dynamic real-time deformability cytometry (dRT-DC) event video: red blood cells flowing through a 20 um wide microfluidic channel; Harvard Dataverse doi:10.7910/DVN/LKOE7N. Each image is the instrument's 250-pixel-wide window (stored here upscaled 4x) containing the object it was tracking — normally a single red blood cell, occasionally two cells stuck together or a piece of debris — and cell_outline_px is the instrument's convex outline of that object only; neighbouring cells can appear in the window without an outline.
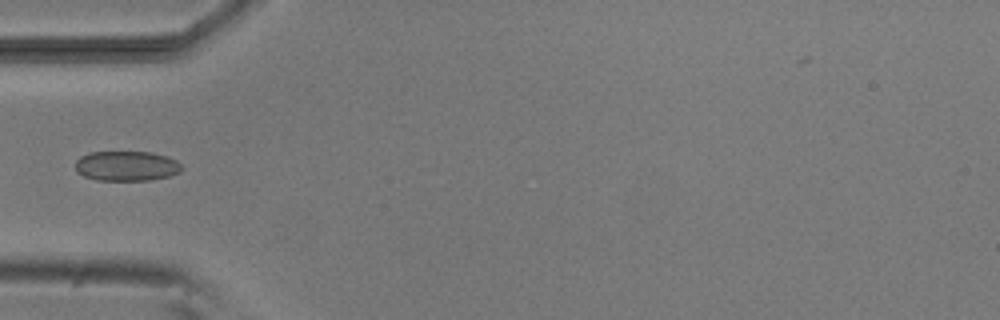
{"species": "common noctule bat (a hibernating species)", "species_latin": "Nyctalus noctula", "temperature_condition": "room temperature", "stored_images_in_passage": 6, "camera_frame_rate_fps": 3000, "um_per_image_px": 0.085, "animal": {"sex": "male", "body_mass_g": 20.5, "forearm_length_mm": 52.5}, "frame": {"image": 1, "passage_image": 4, "time_ms": 4.667, "image_size_px": [1000, 320], "cell_outline_px": [[184, 168], [180, 172], [168, 176], [148, 180], [96, 180], [84, 176], [76, 172], [76, 160], [80, 156], [88, 152], [152, 152], [168, 156], [176, 160]], "centroid_in_image_um": [10.75, 14.1], "position_along_channel_um": 74.2, "area_um2": 18.67}}
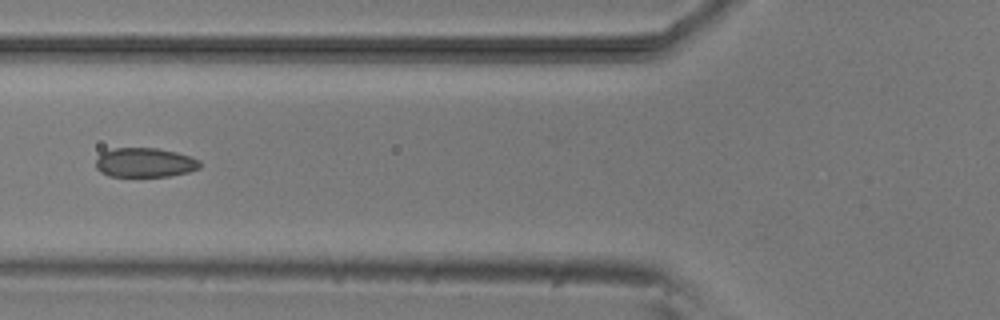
{"frame": {"image": 2, "passage_image": 5, "time_ms": 5.667, "image_size_px": [1000, 320], "cell_outline_px": [[200, 168], [188, 172], [168, 176], [108, 176], [100, 172], [96, 168], [96, 160], [100, 152], [116, 148], [156, 148], [176, 152], [200, 160]], "centroid_in_image_um": [12.28, 13.82], "position_along_channel_um": 113.5, "area_um2": 17.8}}